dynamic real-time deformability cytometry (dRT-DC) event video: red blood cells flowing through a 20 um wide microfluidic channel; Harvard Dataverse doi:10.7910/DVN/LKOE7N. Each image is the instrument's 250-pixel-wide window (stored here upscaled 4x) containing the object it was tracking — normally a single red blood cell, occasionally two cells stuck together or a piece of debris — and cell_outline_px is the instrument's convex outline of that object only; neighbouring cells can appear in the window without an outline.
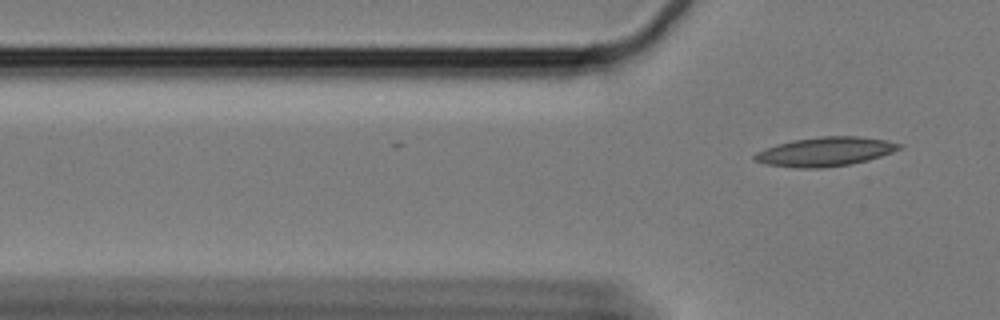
{"species": "Egyptian fruit bat (a non-hibernating species)", "species_latin": "Rousettus aegyptiacus", "temperature_condition": "cold", "stored_images_in_passage": 6, "camera_frame_rate_fps": 3000, "um_per_image_px": 0.085, "animal": {"sex": "female"}, "frame": {"image": 1, "passage_image": 6, "time_ms": 1.667, "image_size_px": [1000, 320], "cell_outline_px": [[904, 144], [900, 148], [892, 152], [868, 160], [848, 164], [820, 168], [800, 168], [764, 164], [752, 160], [752, 156], [756, 152], [764, 148], [776, 144], [792, 140], [820, 136], [856, 136], [884, 140]], "centroid_in_image_um": [70.08, 12.89], "position_along_channel_um": 55.7, "area_um2": 24.51}}